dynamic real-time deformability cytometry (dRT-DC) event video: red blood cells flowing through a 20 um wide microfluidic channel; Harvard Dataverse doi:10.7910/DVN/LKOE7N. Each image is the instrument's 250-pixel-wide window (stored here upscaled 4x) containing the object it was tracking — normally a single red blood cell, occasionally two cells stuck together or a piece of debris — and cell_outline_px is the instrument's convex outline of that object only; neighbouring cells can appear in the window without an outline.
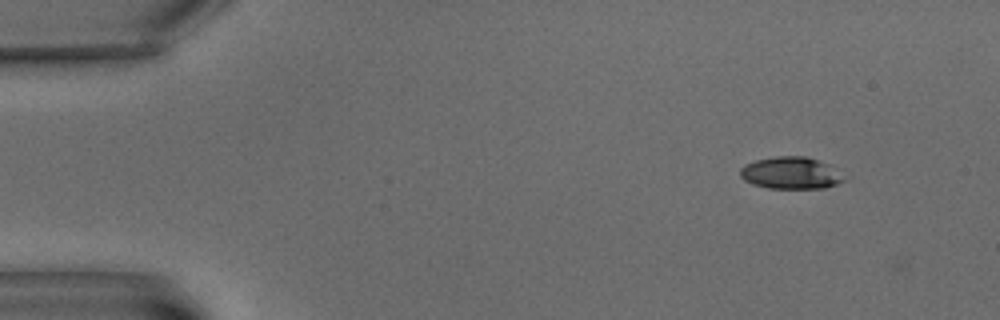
{"species": "common noctule bat (a hibernating species)", "species_latin": "Nyctalus noctula", "temperature_condition": "warm", "stored_images_in_passage": 5, "camera_frame_rate_fps": 3000, "um_per_image_px": 0.085, "animal": {"sex": "male", "body_mass_g": 15.6}, "frame": {"image": 1, "passage_image": 1, "time_ms": 0.0, "image_size_px": [1000, 320], "cell_outline_px": [[844, 180], [836, 184], [824, 188], [768, 188], [752, 184], [744, 180], [740, 176], [740, 168], [744, 164], [756, 160], [776, 156], [808, 156], [828, 164]], "centroid_in_image_um": [67.14, 14.7], "position_along_channel_um": 17.9, "area_um2": 19.13}}
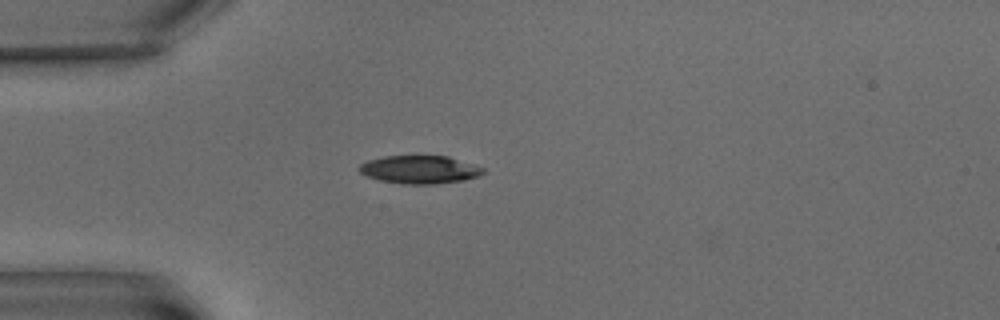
{"frame": {"image": 2, "passage_image": 4, "time_ms": 4.0, "image_size_px": [1000, 320], "cell_outline_px": [[484, 172], [480, 176], [464, 180], [436, 184], [404, 184], [380, 180], [364, 176], [356, 168], [360, 164], [368, 160], [384, 156], [448, 156], [484, 168]], "centroid_in_image_um": [35.64, 14.42], "position_along_channel_um": 49.4, "area_um2": 20.35}}